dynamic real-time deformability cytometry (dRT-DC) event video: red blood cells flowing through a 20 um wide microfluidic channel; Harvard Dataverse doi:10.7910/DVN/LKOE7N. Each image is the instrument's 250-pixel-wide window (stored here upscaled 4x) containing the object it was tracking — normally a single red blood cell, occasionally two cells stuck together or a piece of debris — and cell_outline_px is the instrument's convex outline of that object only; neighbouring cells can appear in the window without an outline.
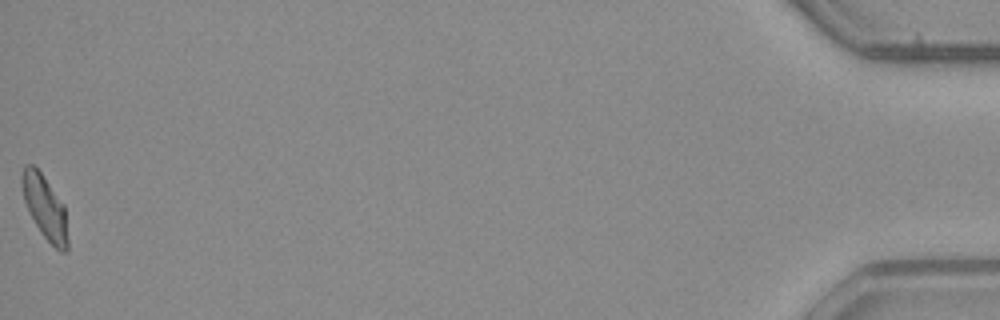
{"species": "common noctule bat (a hibernating species)", "species_latin": "Nyctalus noctula", "temperature_condition": "warm", "stored_images_in_passage": 54, "camera_frame_rate_fps": 3000, "um_per_image_px": 0.085, "animal": {"sex": "male", "body_mass_g": 23.1, "forearm_length_mm": 52.7}, "frame": {"image": 1, "passage_image": 54, "time_ms": 17.667, "image_size_px": [1000, 320], "cell_outline_px": [[68, 252], [60, 252], [40, 232], [28, 212], [24, 200], [20, 184], [20, 176], [24, 164], [32, 164], [40, 172], [64, 204], [68, 240]], "centroid_in_image_um": [3.79, 17.61], "position_along_channel_um": 431.4, "area_um2": 17.17}, "authors_computed_cell_mechanics": {"area_um2": 17.1666, "velocity_mm_per_s": 3.8328, "shape_relaxation_time_tau1_ms": null, "shape_relaxation_time_tau2_ms": 4.9631, "deformation_change_tau1": null, "deformation_change_tau2": 0.1108}}